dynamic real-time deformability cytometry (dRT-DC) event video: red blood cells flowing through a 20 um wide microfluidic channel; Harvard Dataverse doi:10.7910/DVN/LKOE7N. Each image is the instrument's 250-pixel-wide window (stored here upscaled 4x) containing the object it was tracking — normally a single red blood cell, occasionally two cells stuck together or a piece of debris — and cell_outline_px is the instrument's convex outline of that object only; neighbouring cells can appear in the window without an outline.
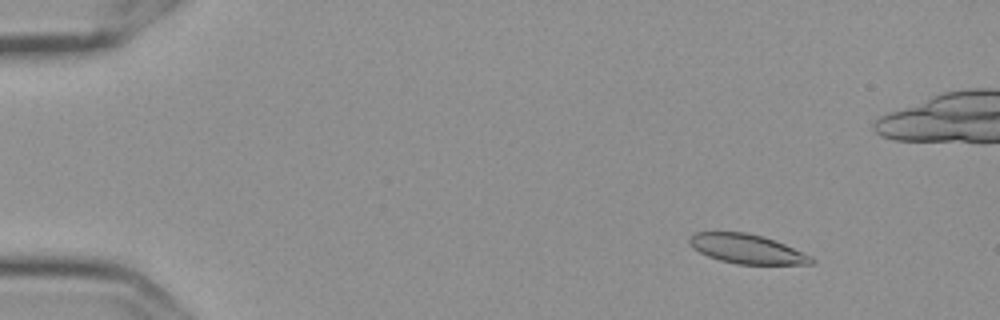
{"species": "Egyptian fruit bat (a non-hibernating species)", "species_latin": "Rousettus aegyptiacus", "temperature_condition": "cold", "stored_images_in_passage": 59, "camera_frame_rate_fps": 3000, "um_per_image_px": 0.085, "frame": {"image": 1, "passage_image": 8, "time_ms": 2.333, "image_size_px": [1000, 320], "cell_outline_px": [[816, 260], [812, 264], [736, 264], [720, 260], [708, 256], [692, 248], [688, 244], [688, 236], [696, 232], [744, 232], [760, 236], [784, 244], [812, 256]], "centroid_in_image_um": [63.45, 21.16], "position_along_channel_um": 21.6, "area_um2": 20.75}}
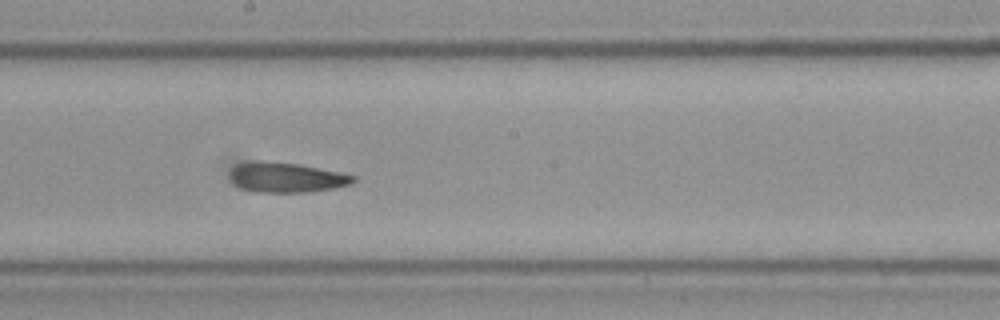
{"frame": {"image": 2, "passage_image": 33, "time_ms": 10.667, "image_size_px": [1000, 320], "cell_outline_px": [[356, 180], [352, 184], [312, 192], [256, 192], [240, 188], [228, 176], [228, 172], [236, 164], [252, 160], [264, 160], [300, 164], [340, 172], [356, 176]], "centroid_in_image_um": [24.31, 15.06], "position_along_channel_um": 223.9, "area_um2": 21.91}}
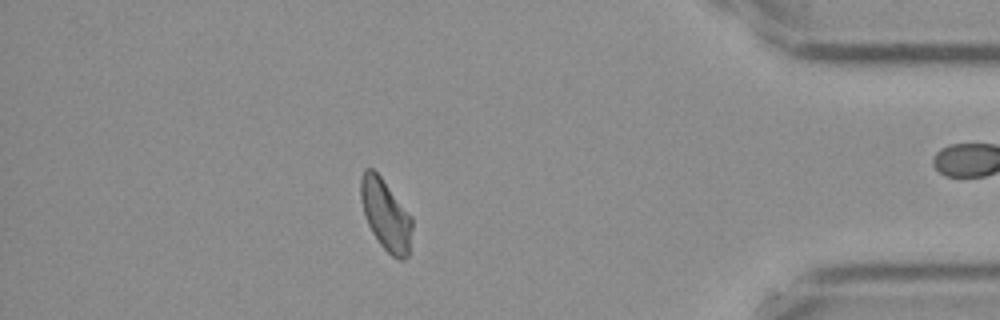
{"frame": {"image": 3, "passage_image": 51, "time_ms": 16.667, "image_size_px": [1000, 320], "cell_outline_px": [[412, 228], [408, 256], [404, 260], [400, 260], [392, 256], [380, 244], [372, 232], [368, 224], [360, 200], [360, 176], [364, 168], [372, 168], [380, 176], [412, 216]], "centroid_in_image_um": [32.78, 18.25], "position_along_channel_um": 402.4, "area_um2": 21.21}, "authors_computed_cell_mechanics": {"area_um2": 21.5594, "velocity_mm_per_s": 3.5815, "shape_relaxation_time_tau1_ms": 6.0771, "shape_relaxation_time_tau2_ms": 2.2961, "deformation_change_tau1": 0.1264, "deformation_change_tau2": 0.0737}}